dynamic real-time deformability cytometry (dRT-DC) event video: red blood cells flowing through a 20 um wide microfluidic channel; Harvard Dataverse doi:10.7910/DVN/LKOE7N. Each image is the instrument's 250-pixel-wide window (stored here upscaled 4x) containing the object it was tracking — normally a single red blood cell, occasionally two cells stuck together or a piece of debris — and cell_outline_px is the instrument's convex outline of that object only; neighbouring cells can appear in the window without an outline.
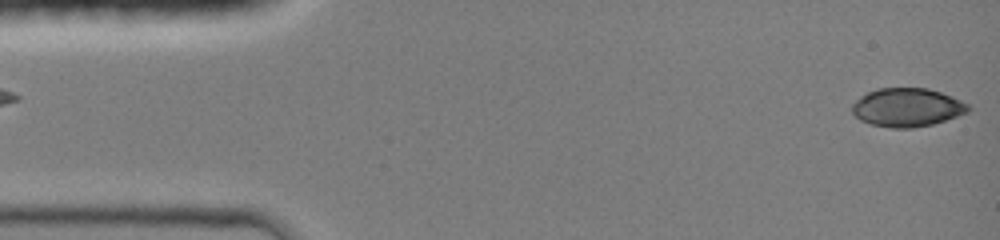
{"species": "common noctule bat (a hibernating species)", "species_latin": "Nyctalus noctula", "temperature_condition": "room temperature", "stored_images_in_passage": 21, "camera_frame_rate_fps": 3000, "um_per_image_px": 0.085, "animal": {"sex": "female", "body_mass_g": 19.0, "forearm_length_mm": 51.5}, "frame": {"image": 1, "passage_image": 1, "time_ms": 0.0, "image_size_px": [1000, 240], "cell_outline_px": [[972, 108], [968, 112], [932, 124], [912, 128], [892, 128], [872, 124], [860, 120], [852, 112], [852, 104], [860, 96], [876, 88], [928, 88], [952, 96], [968, 104]], "centroid_in_image_um": [77.1, 9.12], "position_along_channel_um": 7.9, "area_um2": 26.01}}
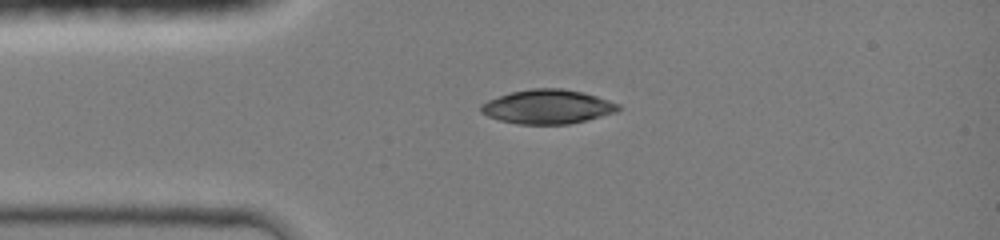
{"frame": {"image": 2, "passage_image": 15, "time_ms": 3.0, "image_size_px": [1000, 240], "cell_outline_px": [[620, 108], [616, 112], [568, 124], [516, 124], [500, 120], [488, 116], [480, 112], [480, 104], [488, 100], [512, 92], [532, 88], [564, 88], [584, 92], [620, 104]], "centroid_in_image_um": [46.53, 9.06], "position_along_channel_um": 38.5, "area_um2": 27.22}}